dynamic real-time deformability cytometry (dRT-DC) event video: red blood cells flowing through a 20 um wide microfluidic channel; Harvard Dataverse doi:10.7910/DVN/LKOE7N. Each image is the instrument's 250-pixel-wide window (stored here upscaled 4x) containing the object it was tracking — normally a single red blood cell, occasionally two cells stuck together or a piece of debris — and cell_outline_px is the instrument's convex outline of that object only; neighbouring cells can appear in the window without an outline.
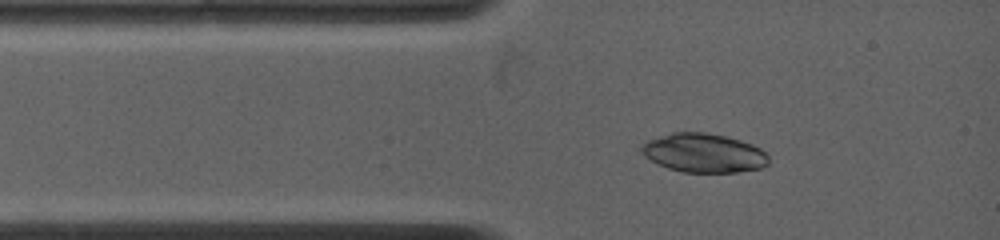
{"species": "common noctule bat (a hibernating species)", "species_latin": "Nyctalus noctula", "temperature_condition": "warm", "stored_images_in_passage": 50, "camera_frame_rate_fps": 4500, "um_per_image_px": 0.085, "animal": {"sex": "female", "body_mass_g": 19.0, "forearm_length_mm": 53.3}, "frame": {"image": 1, "passage_image": 1, "time_ms": 0.0, "image_size_px": [1000, 240], "cell_outline_px": [[768, 164], [760, 168], [740, 172], [680, 172], [656, 164], [644, 156], [640, 148], [648, 140], [672, 132], [704, 132], [724, 136], [740, 140], [752, 144], [760, 148], [768, 156]], "centroid_in_image_um": [59.8, 13.01], "position_along_channel_um": 25.2, "area_um2": 28.84}}
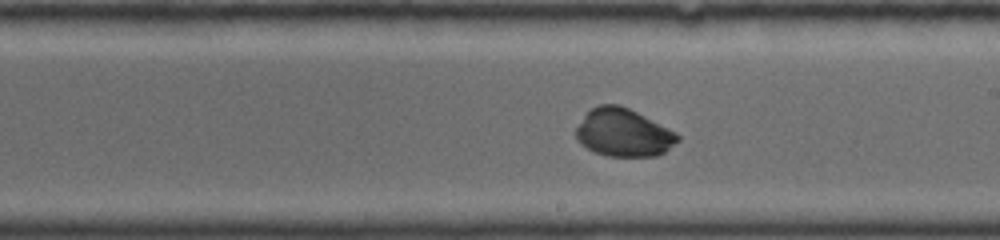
{"frame": {"image": 2, "passage_image": 28, "time_ms": 5.778, "image_size_px": [1000, 240], "cell_outline_px": [[680, 140], [664, 152], [656, 156], [608, 156], [596, 152], [580, 144], [576, 140], [576, 128], [584, 116], [592, 108], [600, 104], [620, 104], [676, 132], [680, 136]], "centroid_in_image_um": [52.99, 11.28], "position_along_channel_um": 236.0, "area_um2": 28.15}}
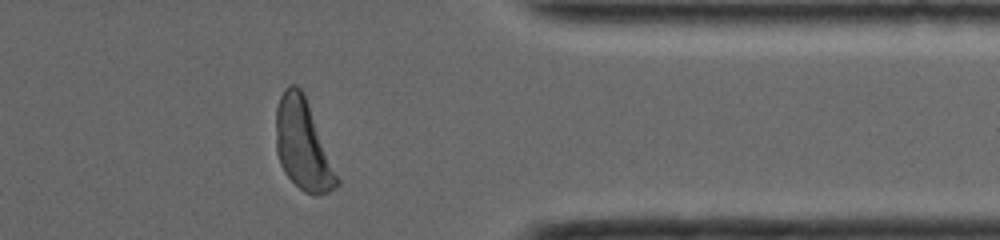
{"frame": {"image": 3, "passage_image": 50, "time_ms": 10.0, "image_size_px": [1000, 240], "cell_outline_px": [[340, 184], [328, 192], [316, 196], [304, 192], [284, 172], [280, 164], [276, 152], [276, 108], [280, 96], [284, 88], [288, 84], [296, 84], [304, 92], [340, 180]], "centroid_in_image_um": [25.74, 12.29], "position_along_channel_um": 385.7, "area_um2": 32.25}, "authors_computed_cell_mechanics": {"area_um2": 28.9289, "velocity_mm_per_s": 3.8405, "shape_relaxation_time_tau1_ms": 7.4109, "shape_relaxation_time_tau2_ms": null, "deformation_change_tau1": 0.3583, "deformation_change_tau2": null}}